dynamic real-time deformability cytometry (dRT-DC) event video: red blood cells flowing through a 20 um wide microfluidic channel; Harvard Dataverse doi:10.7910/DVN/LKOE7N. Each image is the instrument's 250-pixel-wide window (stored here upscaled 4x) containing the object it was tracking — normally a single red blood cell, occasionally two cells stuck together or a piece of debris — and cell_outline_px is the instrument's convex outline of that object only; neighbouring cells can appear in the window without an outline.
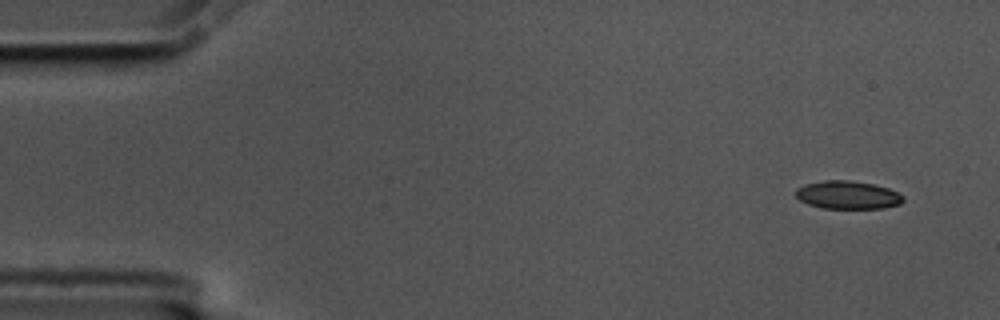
{"species": "common noctule bat (a hibernating species)", "species_latin": "Nyctalus noctula", "temperature_condition": "cold", "stored_images_in_passage": 7, "camera_frame_rate_fps": 3000, "um_per_image_px": 0.085, "animal": {"sex": "male", "body_mass_g": 17.5, "forearm_length_mm": 52.3}, "frame": {"image": 1, "passage_image": 1, "time_ms": 0.0, "image_size_px": [1000, 320], "cell_outline_px": [[904, 200], [900, 204], [884, 208], [820, 208], [808, 204], [800, 200], [796, 196], [796, 188], [804, 184], [824, 180], [848, 180], [872, 184], [888, 188], [904, 196]], "centroid_in_image_um": [72.04, 16.57], "position_along_channel_um": 13.0, "area_um2": 17.57}}
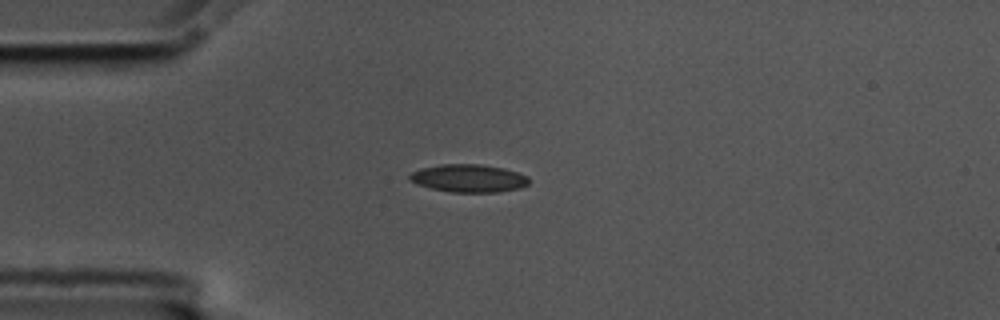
{"frame": {"image": 2, "passage_image": 4, "time_ms": 1.0, "image_size_px": [1000, 320], "cell_outline_px": [[528, 184], [520, 188], [496, 192], [452, 192], [432, 188], [416, 184], [408, 180], [408, 176], [412, 172], [420, 168], [440, 164], [480, 164], [504, 168], [528, 176]], "centroid_in_image_um": [39.8, 15.14], "position_along_channel_um": 45.2, "area_um2": 19.36}}